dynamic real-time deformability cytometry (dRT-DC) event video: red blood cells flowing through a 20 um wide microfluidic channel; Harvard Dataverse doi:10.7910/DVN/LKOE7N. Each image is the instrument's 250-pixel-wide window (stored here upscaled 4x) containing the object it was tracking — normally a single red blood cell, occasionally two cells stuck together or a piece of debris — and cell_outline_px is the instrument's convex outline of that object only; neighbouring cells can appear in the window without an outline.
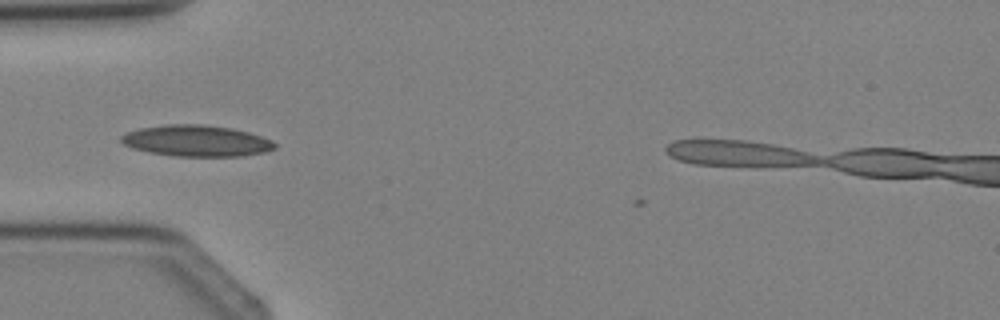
{"species": "Egyptian fruit bat (a non-hibernating species)", "species_latin": "Rousettus aegyptiacus", "temperature_condition": "cold", "stored_images_in_passage": 2, "camera_frame_rate_fps": 3000, "um_per_image_px": 0.085, "animal": {"sex": "female"}, "frame": {"image": 1, "passage_image": 2, "time_ms": 2.0, "image_size_px": [1000, 320], "cell_outline_px": [[276, 148], [264, 152], [244, 156], [172, 156], [148, 152], [132, 148], [124, 144], [120, 140], [120, 136], [124, 132], [140, 128], [164, 124], [204, 124], [232, 128], [248, 132], [272, 140], [276, 144]], "centroid_in_image_um": [16.67, 11.96], "position_along_channel_um": 68.3, "area_um2": 28.21}}